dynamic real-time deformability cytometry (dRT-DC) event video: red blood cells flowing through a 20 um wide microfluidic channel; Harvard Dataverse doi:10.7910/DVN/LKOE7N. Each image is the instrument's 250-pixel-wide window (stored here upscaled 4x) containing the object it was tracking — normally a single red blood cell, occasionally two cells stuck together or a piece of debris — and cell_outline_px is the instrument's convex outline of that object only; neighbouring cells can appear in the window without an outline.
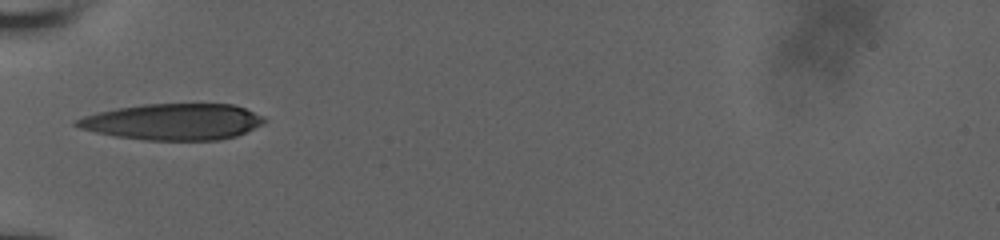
{"species": "human", "species_latin": "Homo sapiens", "temperature_condition": "room temperature", "stored_images_in_passage": 36, "camera_frame_rate_fps": 3000, "um_per_image_px": 0.085, "donor": {"sex": "male"}, "frame": {"image": 1, "passage_image": 1, "time_ms": 0.0, "image_size_px": [1000, 240], "cell_outline_px": [[268, 120], [264, 124], [236, 136], [220, 140], [144, 140], [116, 136], [96, 132], [80, 128], [72, 124], [72, 120], [84, 116], [100, 112], [120, 108], [144, 104], [232, 104], [244, 108], [264, 116]], "centroid_in_image_um": [14.74, 10.35], "position_along_channel_um": 70.3, "area_um2": 39.65}}
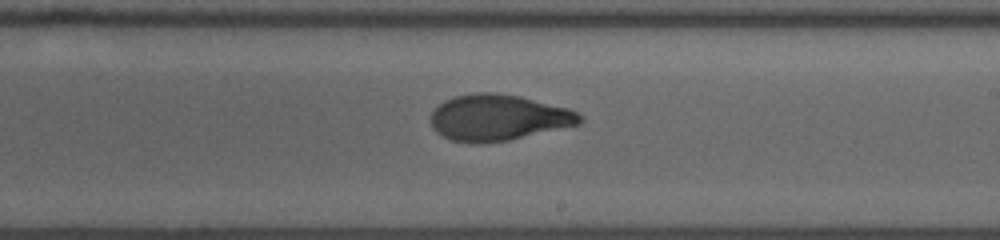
{"frame": {"image": 2, "passage_image": 15, "time_ms": 4.667, "image_size_px": [1000, 240], "cell_outline_px": [[584, 120], [580, 124], [508, 140], [476, 144], [472, 144], [452, 140], [436, 132], [432, 128], [432, 112], [444, 100], [452, 96], [476, 92], [496, 92], [520, 96], [568, 108], [584, 116]], "centroid_in_image_um": [42.35, 9.99], "position_along_channel_um": 246.6, "area_um2": 40.11}}
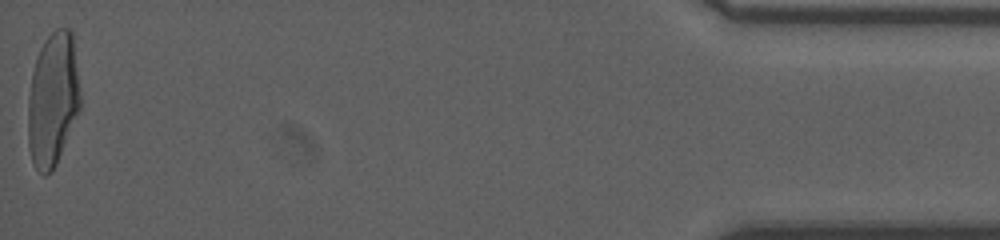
{"frame": {"image": 3, "passage_image": 36, "time_ms": 11.667, "image_size_px": [1000, 240], "cell_outline_px": [[80, 108], [56, 164], [52, 172], [44, 176], [32, 164], [28, 144], [28, 96], [32, 72], [40, 48], [44, 40], [56, 28], [68, 28], [72, 32], [80, 92]], "centroid_in_image_um": [4.47, 8.46], "position_along_channel_um": 430.7, "area_um2": 40.69}, "authors_computed_cell_mechanics": {"area_um2": 39.8242, "velocity_mm_per_s": 3.8328, "shape_relaxation_time_tau1_ms": 5.9868, "shape_relaxation_time_tau2_ms": 1.0507, "deformation_change_tau1": 0.2449, "deformation_change_tau2": 0.0727}}